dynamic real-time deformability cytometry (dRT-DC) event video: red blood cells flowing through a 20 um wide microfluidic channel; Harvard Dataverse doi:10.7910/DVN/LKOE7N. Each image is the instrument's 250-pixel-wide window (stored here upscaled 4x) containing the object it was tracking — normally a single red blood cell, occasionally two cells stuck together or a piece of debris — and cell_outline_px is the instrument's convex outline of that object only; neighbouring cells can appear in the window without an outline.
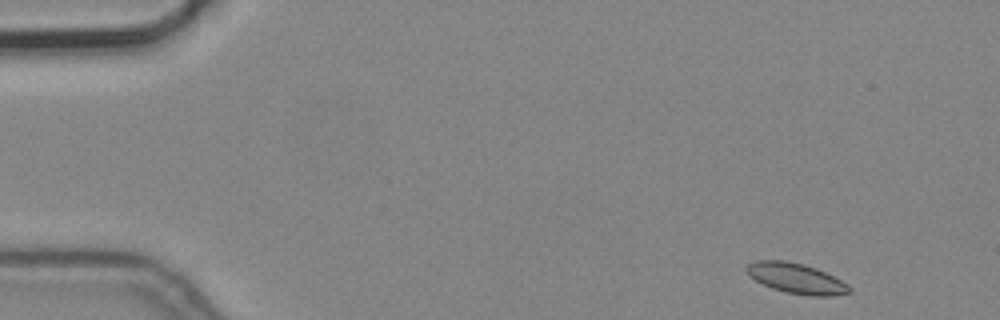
{"species": "common noctule bat (a hibernating species)", "species_latin": "Nyctalus noctula", "temperature_condition": "cold", "stored_images_in_passage": 2, "camera_frame_rate_fps": 3000, "um_per_image_px": 0.085, "animal": {"sex": "male", "body_mass_g": 19.2, "forearm_length_mm": 51.8}, "frame": {"image": 1, "passage_image": 1, "time_ms": 0.0, "image_size_px": [1000, 320], "cell_outline_px": [[852, 292], [832, 296], [808, 296], [788, 292], [772, 288], [748, 276], [744, 268], [748, 264], [756, 260], [784, 260], [804, 264], [816, 268], [848, 284], [852, 288]], "centroid_in_image_um": [67.67, 23.66], "position_along_channel_um": 17.3, "area_um2": 18.15}}